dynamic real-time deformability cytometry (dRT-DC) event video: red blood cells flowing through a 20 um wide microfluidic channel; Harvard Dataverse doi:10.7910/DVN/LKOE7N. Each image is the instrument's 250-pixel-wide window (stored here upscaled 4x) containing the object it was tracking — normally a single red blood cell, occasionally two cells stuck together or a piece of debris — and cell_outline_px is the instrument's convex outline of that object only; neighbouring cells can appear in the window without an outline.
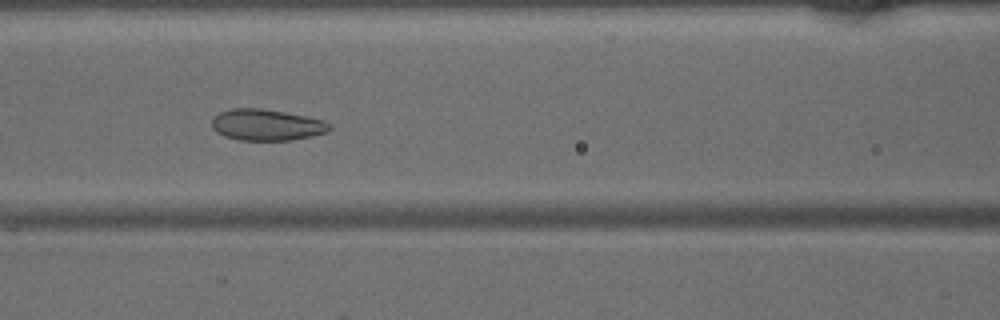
{"species": "common noctule bat (a hibernating species)", "species_latin": "Nyctalus noctula", "temperature_condition": "warm", "stored_images_in_passage": 47, "camera_frame_rate_fps": 3000, "um_per_image_px": 0.085, "animal": {"sex": "male", "body_mass_g": 15.6}, "frame": {"image": 1, "passage_image": 19, "time_ms": 6.0, "image_size_px": [1000, 320], "cell_outline_px": [[332, 128], [328, 132], [312, 136], [292, 140], [240, 140], [224, 136], [216, 132], [212, 128], [212, 120], [220, 112], [232, 108], [260, 108], [284, 112], [324, 120], [332, 124]], "centroid_in_image_um": [22.69, 10.62], "position_along_channel_um": 143.9, "area_um2": 21.5}}
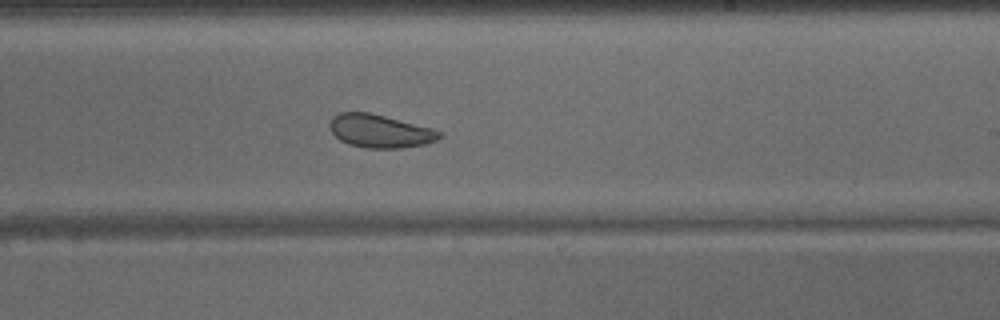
{"frame": {"image": 2, "passage_image": 27, "time_ms": 8.667, "image_size_px": [1000, 320], "cell_outline_px": [[444, 136], [436, 140], [424, 144], [400, 148], [364, 148], [348, 144], [340, 140], [332, 132], [328, 124], [332, 116], [340, 112], [368, 112], [432, 128], [440, 132]], "centroid_in_image_um": [32.27, 11.14], "position_along_channel_um": 256.7, "area_um2": 21.15}}
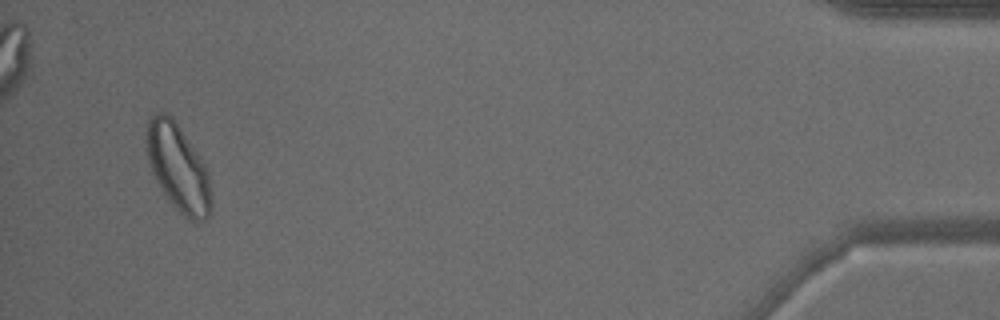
{"frame": {"image": 3, "passage_image": 44, "time_ms": 14.333, "image_size_px": [1000, 320], "cell_outline_px": [[212, 208], [208, 220], [196, 224], [188, 220], [164, 196], [152, 172], [148, 160], [144, 140], [148, 120], [156, 112], [168, 112], [172, 116], [204, 164], [208, 172], [212, 196]], "centroid_in_image_um": [15.14, 14.3], "position_along_channel_um": 420.1, "area_um2": 33.41}}